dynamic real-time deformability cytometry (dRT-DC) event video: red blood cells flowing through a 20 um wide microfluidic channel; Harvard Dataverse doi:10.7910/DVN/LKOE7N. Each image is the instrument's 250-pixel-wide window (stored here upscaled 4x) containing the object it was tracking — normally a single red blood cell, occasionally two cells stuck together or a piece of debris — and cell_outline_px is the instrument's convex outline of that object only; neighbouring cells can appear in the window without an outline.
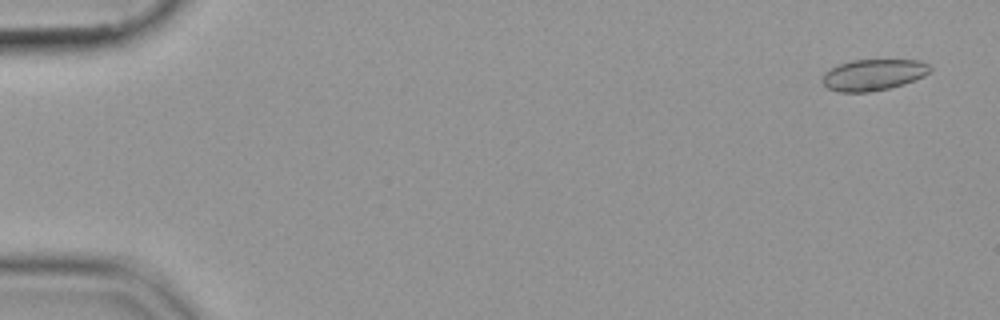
{"species": "common noctule bat (a hibernating species)", "species_latin": "Nyctalus noctula", "temperature_condition": "cold", "stored_images_in_passage": 55, "camera_frame_rate_fps": 3000, "um_per_image_px": 0.085, "animal": {"sex": "female", "body_mass_g": 19.9}, "frame": {"image": 1, "passage_image": 3, "time_ms": 0.667, "image_size_px": [1000, 320], "cell_outline_px": [[932, 68], [924, 76], [904, 84], [888, 88], [868, 92], [836, 92], [828, 88], [820, 80], [824, 72], [840, 64], [852, 60], [920, 60], [928, 64]], "centroid_in_image_um": [74.21, 6.36], "position_along_channel_um": 10.8, "area_um2": 19.59}}
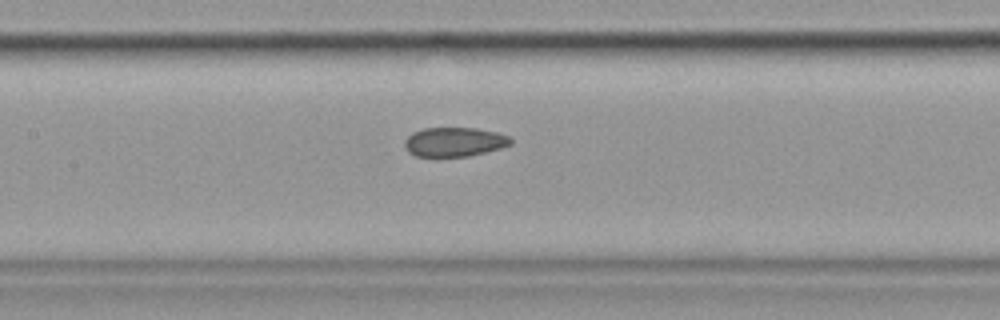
{"frame": {"image": 2, "passage_image": 27, "time_ms": 8.667, "image_size_px": [1000, 320], "cell_outline_px": [[512, 144], [500, 148], [468, 156], [416, 156], [408, 152], [404, 144], [404, 140], [412, 132], [424, 128], [476, 128], [496, 132], [508, 136], [512, 140]], "centroid_in_image_um": [38.6, 12.05], "position_along_channel_um": 168.8, "area_um2": 17.98}}
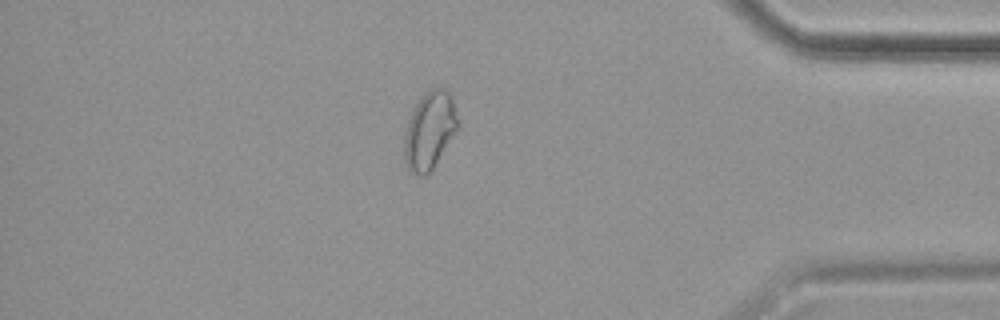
{"frame": {"image": 3, "passage_image": 48, "time_ms": 15.667, "image_size_px": [1000, 320], "cell_outline_px": [[460, 128], [432, 168], [424, 176], [420, 176], [408, 172], [404, 160], [404, 136], [408, 120], [412, 108], [420, 96], [424, 92], [440, 84], [452, 96], [460, 124]], "centroid_in_image_um": [36.52, 11.05], "position_along_channel_um": 398.7, "area_um2": 24.91}}